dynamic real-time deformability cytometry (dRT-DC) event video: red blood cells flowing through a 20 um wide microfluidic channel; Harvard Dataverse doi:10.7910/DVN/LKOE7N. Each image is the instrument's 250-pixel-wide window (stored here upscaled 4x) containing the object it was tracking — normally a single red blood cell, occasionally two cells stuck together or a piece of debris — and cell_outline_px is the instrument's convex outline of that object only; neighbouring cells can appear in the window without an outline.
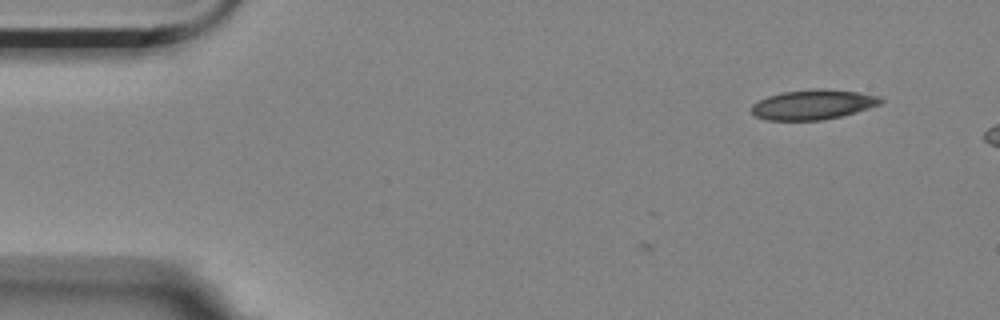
{"species": "Egyptian fruit bat (a non-hibernating species)", "species_latin": "Rousettus aegyptiacus", "temperature_condition": "room temperature", "stored_images_in_passage": 8, "camera_frame_rate_fps": 3000, "um_per_image_px": 0.085, "animal": {"sex": "female"}, "frame": {"image": 1, "passage_image": 1, "time_ms": 0.0, "image_size_px": [1000, 320], "cell_outline_px": [[884, 100], [880, 104], [856, 112], [824, 120], [768, 120], [756, 116], [752, 112], [752, 104], [768, 96], [780, 92], [816, 88], [824, 88], [856, 92], [880, 96]], "centroid_in_image_um": [69.11, 8.88], "position_along_channel_um": 15.9, "area_um2": 22.43}}